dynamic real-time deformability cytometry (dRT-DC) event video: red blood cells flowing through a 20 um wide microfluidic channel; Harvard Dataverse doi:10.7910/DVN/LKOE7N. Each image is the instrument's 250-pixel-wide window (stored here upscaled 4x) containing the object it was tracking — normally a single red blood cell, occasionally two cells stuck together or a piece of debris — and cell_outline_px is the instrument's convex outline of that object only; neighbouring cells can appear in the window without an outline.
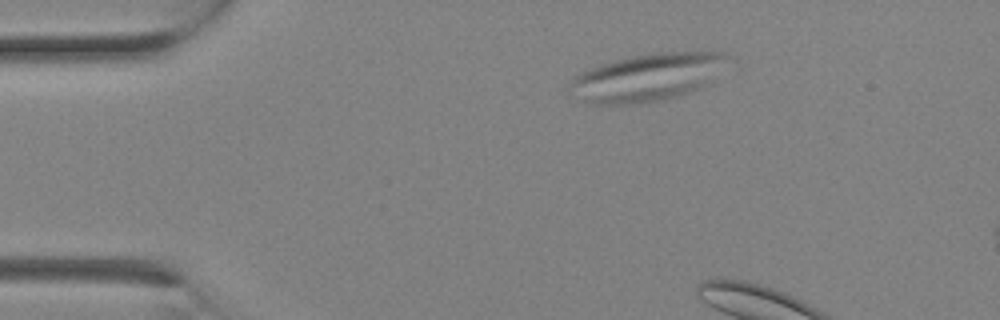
{"species": "Egyptian fruit bat (a non-hibernating species)", "species_latin": "Rousettus aegyptiacus", "temperature_condition": "room temperature", "stored_images_in_passage": 3, "camera_frame_rate_fps": 3000, "um_per_image_px": 0.085, "animal": {"sex": "female"}, "frame": {"image": 1, "passage_image": 1, "time_ms": 0.0, "image_size_px": [1000, 320], "cell_outline_px": [[728, 56], [704, 88], [680, 96], [664, 100], [632, 104], [596, 104], [572, 96], [568, 92], [572, 80], [576, 76], [600, 64], [632, 56], [656, 52], [728, 52]], "centroid_in_image_um": [55.0, 6.59], "position_along_channel_um": 30.0, "area_um2": 43.29}}